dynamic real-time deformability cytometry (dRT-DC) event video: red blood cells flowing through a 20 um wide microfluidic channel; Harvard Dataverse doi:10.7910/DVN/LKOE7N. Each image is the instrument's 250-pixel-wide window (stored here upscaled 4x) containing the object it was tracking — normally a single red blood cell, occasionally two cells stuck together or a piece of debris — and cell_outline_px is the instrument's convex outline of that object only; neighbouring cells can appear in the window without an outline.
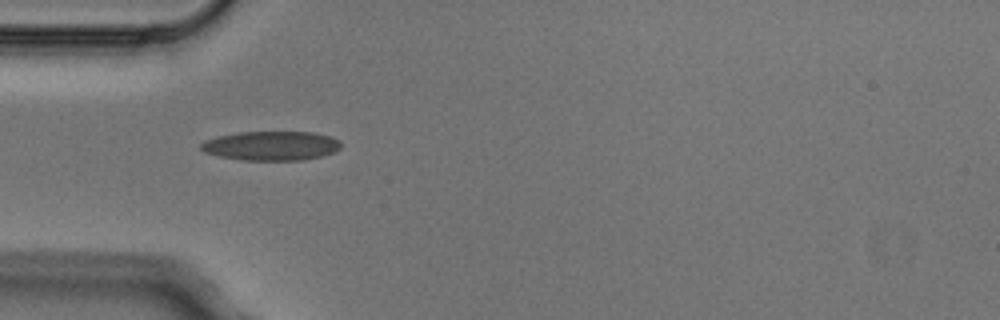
{"species": "Egyptian fruit bat (a non-hibernating species)", "species_latin": "Rousettus aegyptiacus", "temperature_condition": "cold", "stored_images_in_passage": 5, "camera_frame_rate_fps": 3000, "um_per_image_px": 0.085, "animal": {"sex": "male"}, "frame": {"image": 1, "passage_image": 4, "time_ms": 1.0, "image_size_px": [1000, 320], "cell_outline_px": [[340, 148], [332, 152], [320, 156], [304, 160], [240, 160], [220, 156], [204, 152], [200, 148], [200, 144], [204, 140], [236, 132], [312, 132], [328, 136], [340, 140]], "centroid_in_image_um": [23.02, 12.39], "position_along_channel_um": 62.0, "area_um2": 23.76}}
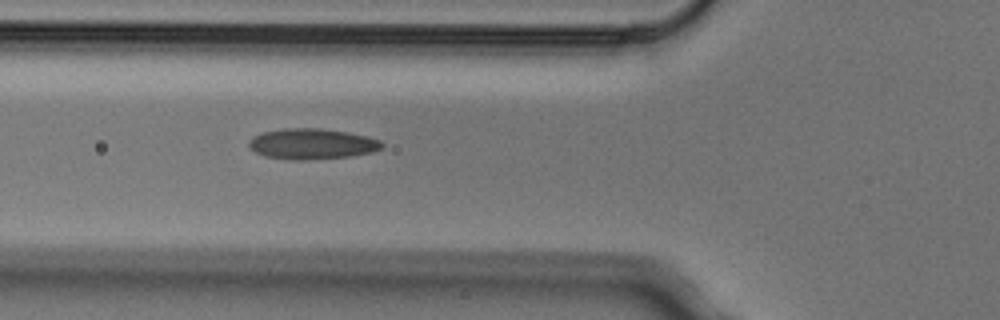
{"frame": {"image": 2, "passage_image": 5, "time_ms": 1.333, "image_size_px": [1000, 320], "cell_outline_px": [[384, 148], [372, 152], [352, 156], [304, 160], [288, 160], [264, 156], [248, 148], [248, 140], [252, 136], [264, 132], [284, 128], [320, 128], [348, 132], [380, 140], [384, 144]], "centroid_in_image_um": [26.49, 12.23], "position_along_channel_um": 99.3, "area_um2": 23.99}}